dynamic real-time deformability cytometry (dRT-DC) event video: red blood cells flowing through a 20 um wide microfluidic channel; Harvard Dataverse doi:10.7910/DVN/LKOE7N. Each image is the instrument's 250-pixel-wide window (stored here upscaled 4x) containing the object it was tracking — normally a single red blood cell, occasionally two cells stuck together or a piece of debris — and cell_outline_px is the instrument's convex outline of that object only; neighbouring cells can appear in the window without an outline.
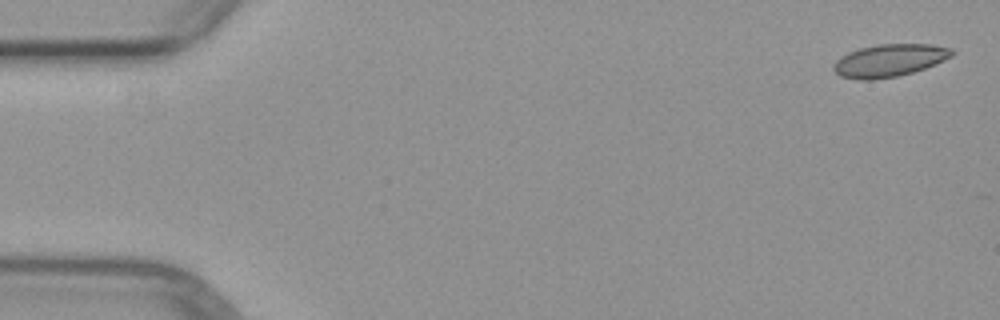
{"species": "common noctule bat (a hibernating species)", "species_latin": "Nyctalus noctula", "temperature_condition": "warm", "stored_images_in_passage": 6, "camera_frame_rate_fps": 3000, "um_per_image_px": 0.085, "animal": {"sex": "female", "body_mass_g": 29.2, "forearm_length_mm": 56.3}, "frame": {"image": 1, "passage_image": 1, "time_ms": 0.0, "image_size_px": [1000, 320], "cell_outline_px": [[956, 52], [952, 56], [944, 60], [924, 68], [912, 72], [896, 76], [872, 80], [860, 80], [840, 76], [832, 68], [836, 60], [840, 56], [848, 52], [860, 48], [880, 44], [932, 44], [952, 48]], "centroid_in_image_um": [75.6, 5.13], "position_along_channel_um": 9.4, "area_um2": 22.43}}
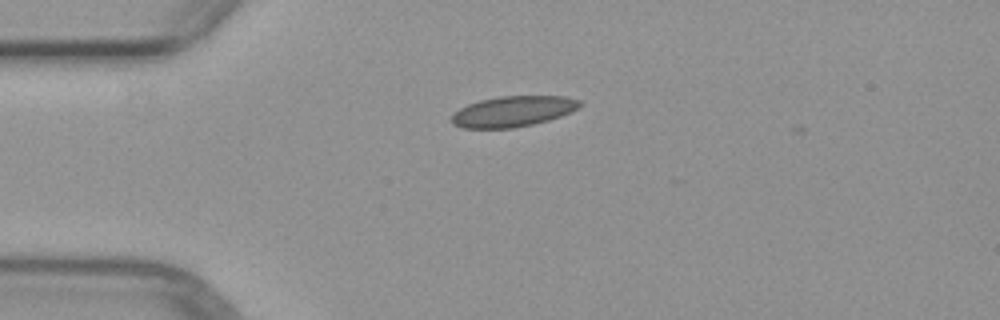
{"frame": {"image": 2, "passage_image": 4, "time_ms": 3.667, "image_size_px": [1000, 320], "cell_outline_px": [[580, 108], [572, 112], [548, 120], [532, 124], [512, 128], [464, 128], [452, 124], [452, 116], [460, 108], [468, 104], [480, 100], [500, 96], [564, 96], [580, 100]], "centroid_in_image_um": [43.62, 9.46], "position_along_channel_um": 41.4, "area_um2": 22.77}}
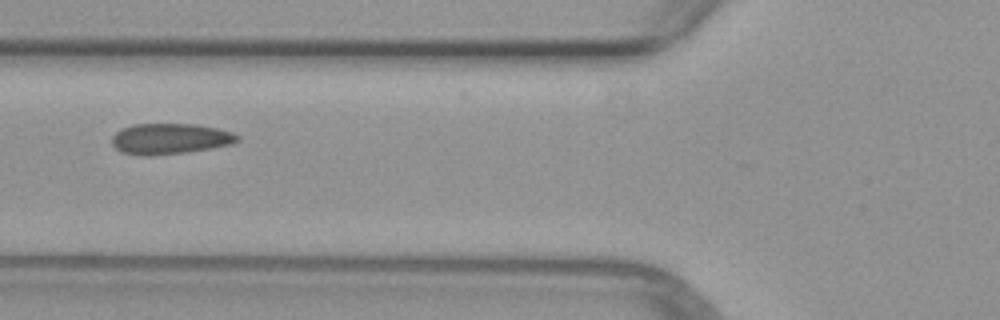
{"frame": {"image": 3, "passage_image": 6, "time_ms": 6.0, "image_size_px": [1000, 320], "cell_outline_px": [[240, 140], [232, 144], [184, 152], [148, 156], [124, 152], [116, 148], [112, 144], [112, 136], [116, 132], [132, 124], [196, 124], [216, 128], [232, 132], [240, 136]], "centroid_in_image_um": [14.47, 11.78], "position_along_channel_um": 111.3, "area_um2": 22.2}}